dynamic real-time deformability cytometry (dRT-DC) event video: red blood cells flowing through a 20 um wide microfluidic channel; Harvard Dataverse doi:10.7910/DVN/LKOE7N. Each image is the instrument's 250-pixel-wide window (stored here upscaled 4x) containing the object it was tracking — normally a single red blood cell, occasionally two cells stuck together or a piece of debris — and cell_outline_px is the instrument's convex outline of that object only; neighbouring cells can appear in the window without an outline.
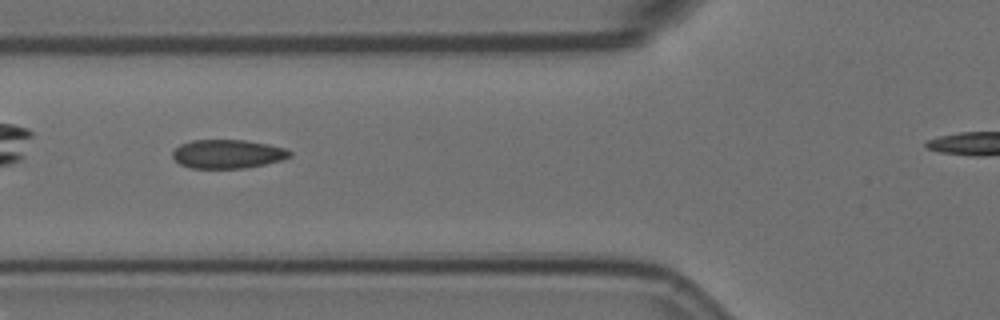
{"species": "Egyptian fruit bat (a non-hibernating species)", "species_latin": "Rousettus aegyptiacus", "temperature_condition": "room temperature", "stored_images_in_passage": 8, "segment_of_instrument_passage": [1, 2], "camera_frame_rate_fps": 3000, "um_per_image_px": 0.085, "animal": {"sex": "female"}, "frame": {"image": 1, "passage_image": 5, "time_ms": 1.333, "image_size_px": [1000, 320], "cell_outline_px": [[292, 156], [280, 160], [264, 164], [244, 168], [192, 168], [180, 164], [172, 156], [172, 152], [180, 144], [192, 140], [244, 140], [268, 144], [284, 148], [292, 152]], "centroid_in_image_um": [19.34, 13.08], "position_along_channel_um": 106.5, "area_um2": 19.54}}
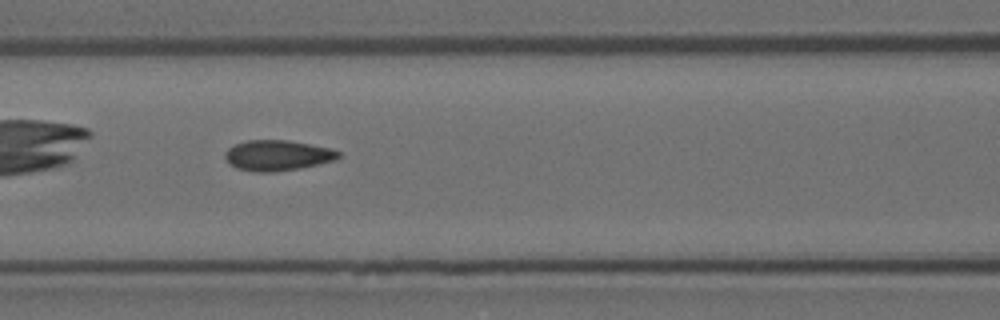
{"frame": {"image": 2, "passage_image": 6, "time_ms": 1.667, "image_size_px": [1000, 320], "cell_outline_px": [[340, 156], [336, 160], [300, 168], [272, 172], [252, 172], [236, 168], [228, 164], [224, 156], [224, 152], [228, 148], [236, 144], [248, 140], [288, 140], [332, 148], [340, 152]], "centroid_in_image_um": [23.57, 13.21], "position_along_channel_um": 143.0, "area_um2": 20.35}}
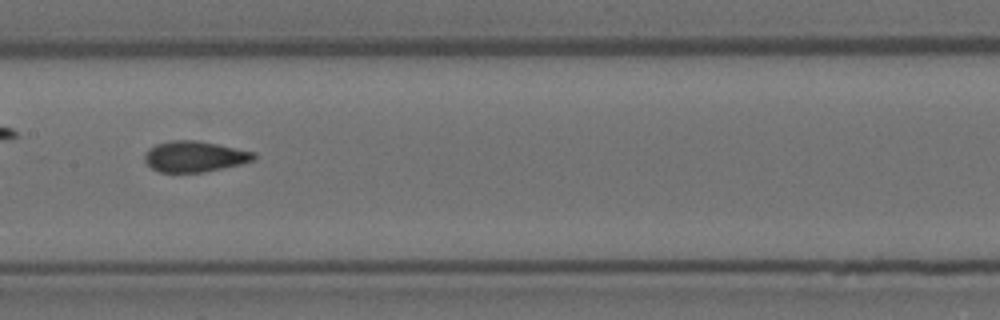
{"frame": {"image": 3, "passage_image": 7, "time_ms": 2.0, "image_size_px": [1000, 320], "cell_outline_px": [[256, 160], [240, 164], [200, 172], [160, 172], [152, 168], [144, 160], [144, 156], [148, 148], [156, 144], [168, 140], [196, 140], [256, 152]], "centroid_in_image_um": [16.53, 13.29], "position_along_channel_um": 190.9, "area_um2": 19.54}}